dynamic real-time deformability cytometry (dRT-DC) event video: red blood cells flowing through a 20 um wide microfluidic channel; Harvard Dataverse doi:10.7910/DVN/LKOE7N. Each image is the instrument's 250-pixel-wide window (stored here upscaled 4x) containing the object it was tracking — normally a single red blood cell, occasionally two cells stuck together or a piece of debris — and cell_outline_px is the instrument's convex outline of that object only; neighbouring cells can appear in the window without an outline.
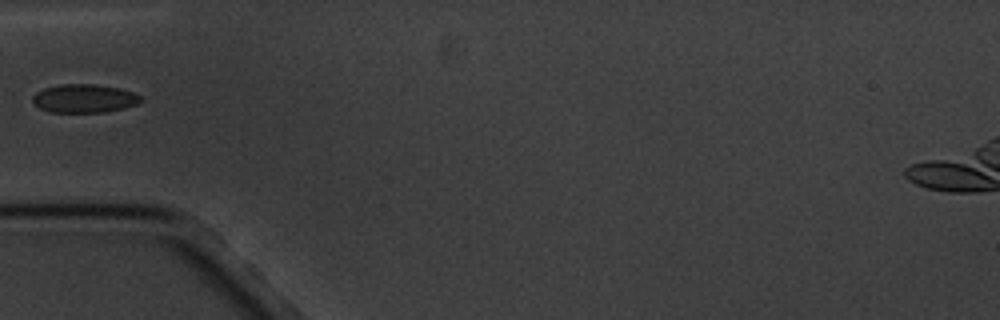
{"species": "common noctule bat (a hibernating species)", "species_latin": "Nyctalus noctula", "temperature_condition": "cold", "stored_images_in_passage": 2, "camera_frame_rate_fps": 3000, "um_per_image_px": 0.085, "animal": {"sex": "male", "body_mass_g": 20.1, "forearm_length_mm": 53.5}, "frame": {"image": 1, "passage_image": 1, "time_ms": 0.0, "image_size_px": [1000, 320], "cell_outline_px": [[140, 100], [136, 104], [124, 108], [104, 112], [48, 112], [40, 108], [32, 100], [32, 96], [36, 92], [44, 88], [60, 84], [96, 84], [120, 88], [132, 92], [140, 96]], "centroid_in_image_um": [7.13, 8.36], "position_along_channel_um": 77.9, "area_um2": 17.86}}
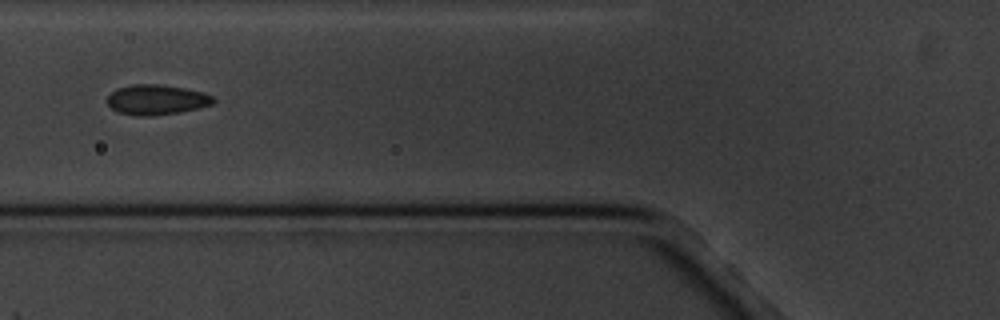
{"frame": {"image": 2, "passage_image": 2, "time_ms": 1.0, "image_size_px": [1000, 320], "cell_outline_px": [[216, 100], [212, 104], [200, 108], [180, 112], [152, 116], [136, 116], [120, 112], [112, 108], [108, 104], [108, 96], [116, 88], [132, 84], [160, 84], [184, 88], [204, 92], [212, 96]], "centroid_in_image_um": [13.33, 8.47], "position_along_channel_um": 112.5, "area_um2": 18.67}}